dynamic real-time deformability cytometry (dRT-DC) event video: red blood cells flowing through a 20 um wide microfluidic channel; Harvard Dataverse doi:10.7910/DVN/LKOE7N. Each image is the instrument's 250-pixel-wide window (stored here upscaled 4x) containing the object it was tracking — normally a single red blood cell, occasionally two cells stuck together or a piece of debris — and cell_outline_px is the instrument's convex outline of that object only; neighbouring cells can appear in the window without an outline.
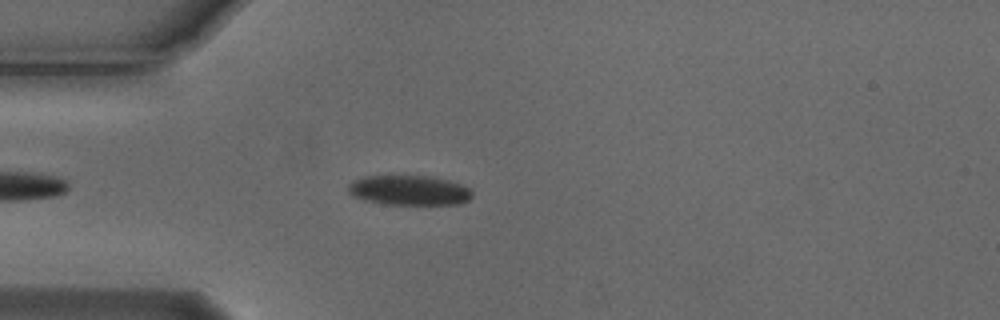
{"species": "Egyptian fruit bat (a non-hibernating species)", "species_latin": "Rousettus aegyptiacus", "temperature_condition": "cold", "stored_images_in_passage": 5, "camera_frame_rate_fps": 3000, "um_per_image_px": 0.085, "animal": {"sex": "male"}, "frame": {"image": 1, "passage_image": 5, "time_ms": 1.333, "image_size_px": [1000, 320], "cell_outline_px": [[472, 196], [468, 200], [460, 204], [384, 204], [364, 200], [352, 196], [348, 192], [348, 184], [352, 180], [364, 176], [432, 176], [448, 180], [460, 184], [468, 188], [472, 192]], "centroid_in_image_um": [34.74, 16.17], "position_along_channel_um": 50.3, "area_um2": 21.62}}